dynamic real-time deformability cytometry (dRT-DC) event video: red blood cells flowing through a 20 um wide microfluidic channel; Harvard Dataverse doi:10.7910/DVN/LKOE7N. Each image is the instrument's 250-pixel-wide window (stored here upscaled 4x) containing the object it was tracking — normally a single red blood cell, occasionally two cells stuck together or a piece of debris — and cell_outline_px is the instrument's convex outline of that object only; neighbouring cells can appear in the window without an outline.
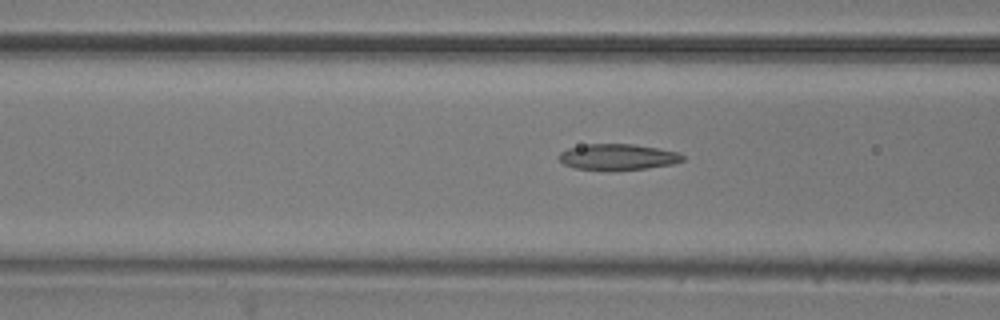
{"species": "common noctule bat (a hibernating species)", "species_latin": "Nyctalus noctula", "temperature_condition": "room temperature", "stored_images_in_passage": 36, "camera_frame_rate_fps": 3000, "um_per_image_px": 0.085, "animal": {"sex": "male", "body_mass_g": 20.5, "forearm_length_mm": 52.5}, "frame": {"image": 1, "passage_image": 16, "time_ms": 5.0, "image_size_px": [1000, 320], "cell_outline_px": [[684, 160], [672, 164], [644, 168], [576, 168], [564, 164], [556, 156], [560, 152], [568, 148], [588, 144], [632, 144], [680, 152], [684, 156]], "centroid_in_image_um": [52.52, 13.3], "position_along_channel_um": 114.1, "area_um2": 18.03}}
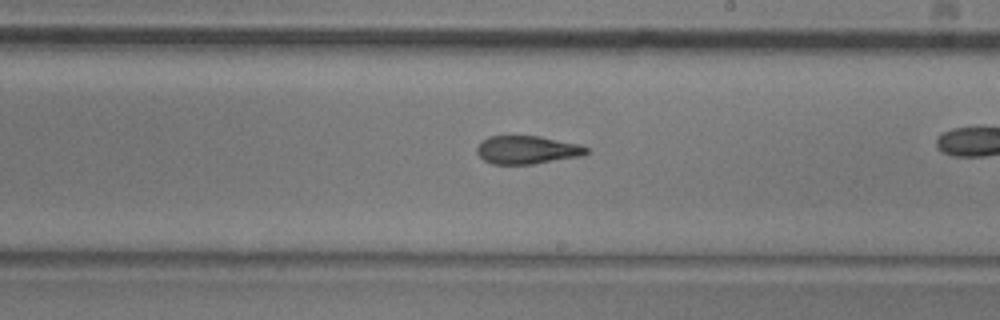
{"frame": {"image": 2, "passage_image": 26, "time_ms": 8.333, "image_size_px": [1000, 320], "cell_outline_px": [[588, 152], [580, 156], [532, 164], [492, 164], [484, 160], [476, 152], [476, 148], [480, 140], [488, 136], [540, 136], [580, 144], [588, 148]], "centroid_in_image_um": [44.76, 12.73], "position_along_channel_um": 244.2, "area_um2": 18.03}}
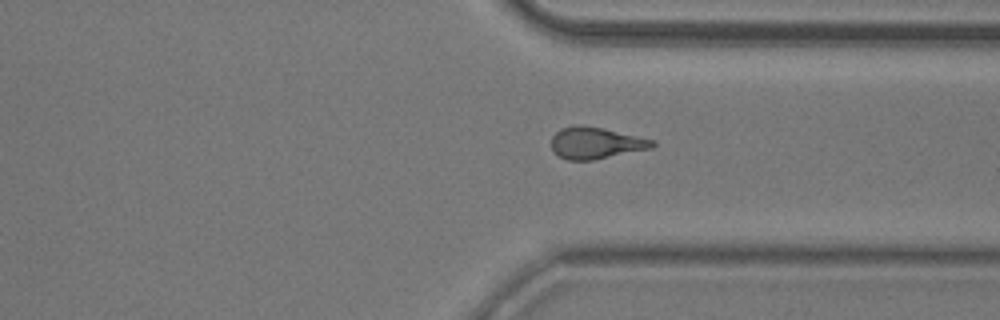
{"frame": {"image": 3, "passage_image": 35, "time_ms": 11.333, "image_size_px": [1000, 320], "cell_outline_px": [[656, 144], [652, 148], [592, 160], [568, 160], [556, 156], [552, 152], [552, 136], [560, 128], [572, 124], [584, 124], [604, 128], [656, 140]], "centroid_in_image_um": [50.61, 12.13], "position_along_channel_um": 360.8, "area_um2": 19.02}}